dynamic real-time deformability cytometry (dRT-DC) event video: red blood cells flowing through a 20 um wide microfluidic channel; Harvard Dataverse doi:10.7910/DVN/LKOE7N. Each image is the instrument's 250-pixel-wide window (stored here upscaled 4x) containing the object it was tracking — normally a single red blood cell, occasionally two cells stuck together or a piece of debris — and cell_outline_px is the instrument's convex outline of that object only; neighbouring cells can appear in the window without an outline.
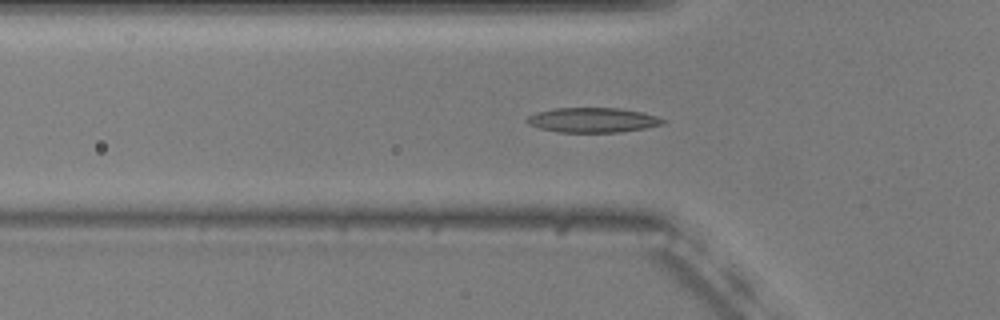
{"species": "common noctule bat (a hibernating species)", "species_latin": "Nyctalus noctula", "temperature_condition": "warm", "stored_images_in_passage": 49, "camera_frame_rate_fps": 3000, "um_per_image_px": 0.085, "animal": {"sex": "male", "body_mass_g": 20.5, "forearm_length_mm": 52.5}, "frame": {"image": 1, "passage_image": 18, "time_ms": 5.667, "image_size_px": [1000, 320], "cell_outline_px": [[668, 120], [664, 124], [644, 128], [620, 132], [556, 132], [540, 128], [528, 124], [524, 120], [528, 116], [536, 112], [552, 108], [620, 108], [640, 112], [656, 116]], "centroid_in_image_um": [50.36, 10.2], "position_along_channel_um": 75.4, "area_um2": 19.71}}
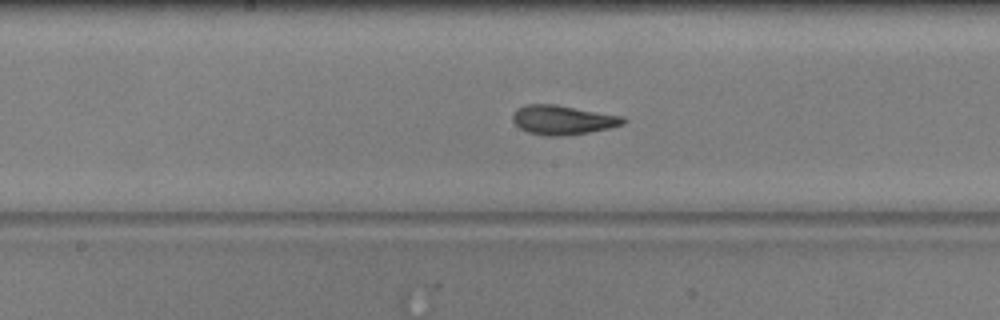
{"frame": {"image": 2, "passage_image": 28, "time_ms": 9.0, "image_size_px": [1000, 320], "cell_outline_px": [[628, 120], [624, 124], [608, 128], [588, 132], [564, 136], [544, 136], [528, 132], [520, 128], [512, 120], [512, 116], [516, 108], [524, 104], [556, 104], [624, 116]], "centroid_in_image_um": [47.83, 10.18], "position_along_channel_um": 200.4, "area_um2": 19.07}}
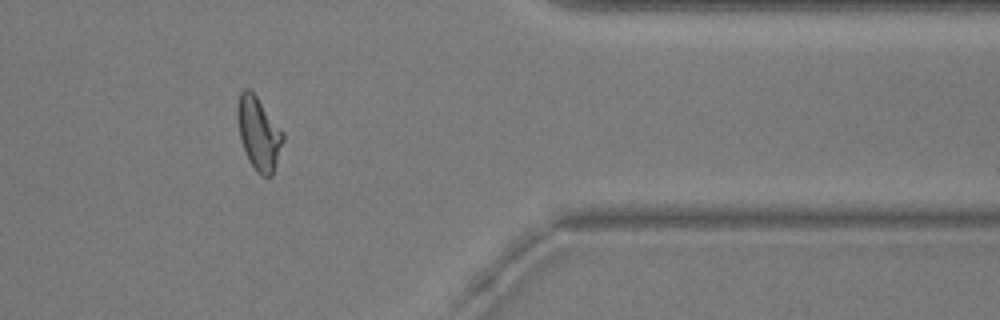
{"frame": {"image": 3, "passage_image": 45, "time_ms": 14.667, "image_size_px": [1000, 320], "cell_outline_px": [[284, 140], [272, 176], [264, 176], [256, 172], [248, 160], [240, 136], [236, 116], [236, 108], [240, 92], [244, 88], [248, 88], [256, 96], [284, 132]], "centroid_in_image_um": [21.98, 11.33], "position_along_channel_um": 389.4, "area_um2": 19.31}, "authors_computed_cell_mechanics": {"area_um2": 18.9006, "velocity_mm_per_s": 3.7015, "shape_relaxation_time_tau1_ms": 5.8909, "shape_relaxation_time_tau2_ms": 1.5581, "deformation_change_tau1": 0.211, "deformation_change_tau2": 0.0864}}